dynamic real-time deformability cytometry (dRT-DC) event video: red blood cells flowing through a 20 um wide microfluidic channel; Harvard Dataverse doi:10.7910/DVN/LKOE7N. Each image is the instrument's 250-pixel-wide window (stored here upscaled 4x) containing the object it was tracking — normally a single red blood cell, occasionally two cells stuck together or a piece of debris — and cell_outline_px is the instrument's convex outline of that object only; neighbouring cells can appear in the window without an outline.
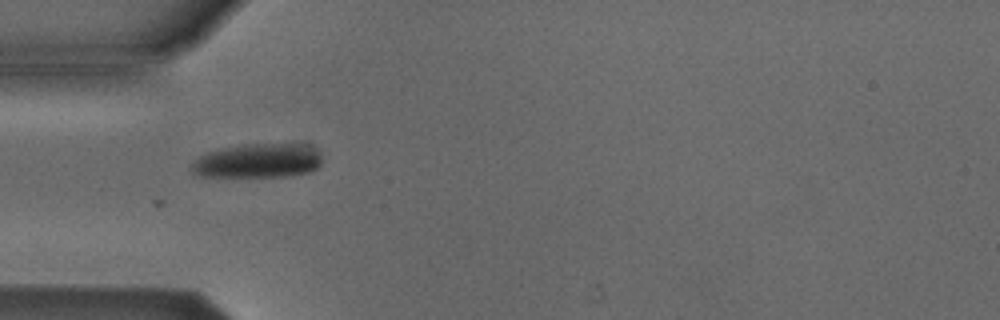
{"species": "Egyptian fruit bat (a non-hibernating species)", "species_latin": "Rousettus aegyptiacus", "temperature_condition": "cold", "stored_images_in_passage": 19, "camera_frame_rate_fps": 3000, "um_per_image_px": 0.085, "animal": {"sex": "male"}, "frame": {"image": 1, "passage_image": 1, "time_ms": 0.0, "image_size_px": [1000, 320], "cell_outline_px": [[320, 164], [316, 168], [308, 172], [288, 176], [200, 176], [192, 172], [192, 164], [200, 156], [208, 152], [220, 148], [244, 144], [308, 144], [316, 148], [320, 152]], "centroid_in_image_um": [21.95, 13.65], "position_along_channel_um": 63.1, "area_um2": 25.89}}
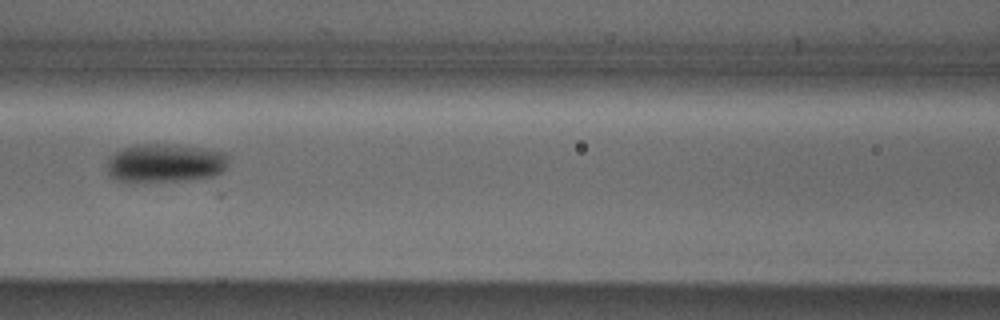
{"frame": {"image": 2, "passage_image": 8, "time_ms": 2.333, "image_size_px": [1000, 320], "cell_outline_px": [[228, 168], [212, 180], [128, 184], [116, 180], [108, 176], [108, 160], [116, 152], [124, 148], [136, 144], [168, 144], [204, 148], [224, 152], [228, 156]], "centroid_in_image_um": [14.1, 13.94], "position_along_channel_um": 152.5, "area_um2": 28.9}}
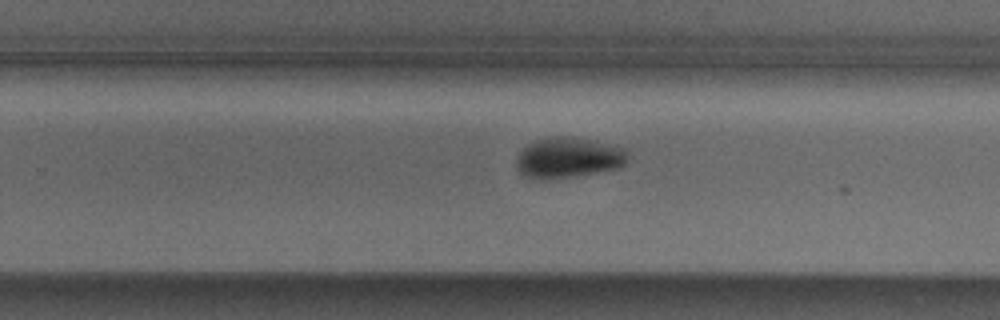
{"frame": {"image": 3, "passage_image": 18, "time_ms": 5.667, "image_size_px": [1000, 320], "cell_outline_px": [[624, 164], [620, 168], [568, 176], [540, 180], [524, 176], [516, 168], [516, 160], [520, 152], [528, 144], [536, 140], [552, 136], [568, 136], [592, 140], [624, 148]], "centroid_in_image_um": [48.23, 13.39], "position_along_channel_um": 281.6, "area_um2": 25.78}}